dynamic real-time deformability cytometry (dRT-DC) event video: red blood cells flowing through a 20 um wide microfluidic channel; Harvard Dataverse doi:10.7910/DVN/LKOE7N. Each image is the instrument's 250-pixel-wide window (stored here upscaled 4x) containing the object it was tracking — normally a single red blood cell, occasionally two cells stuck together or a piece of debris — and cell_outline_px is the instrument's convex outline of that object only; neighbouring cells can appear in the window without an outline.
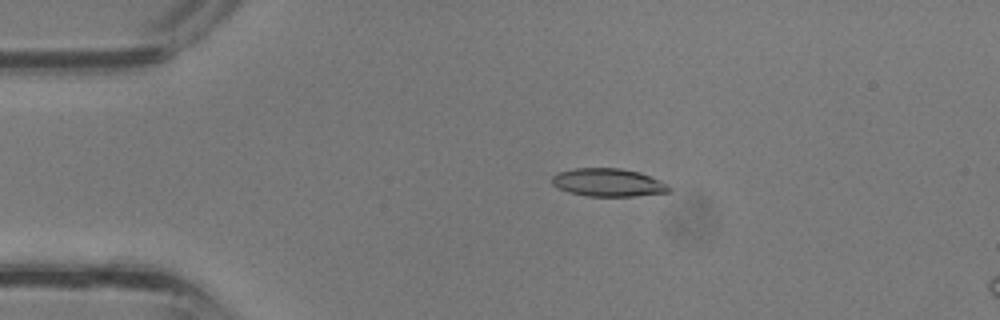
{"species": "common noctule bat (a hibernating species)", "species_latin": "Nyctalus noctula", "temperature_condition": "room temperature", "stored_images_in_passage": 7, "camera_frame_rate_fps": 3000, "um_per_image_px": 0.085, "animal": {"sex": "male", "body_mass_g": 13.3}, "frame": {"image": 1, "passage_image": 3, "time_ms": 0.667, "image_size_px": [1000, 320], "cell_outline_px": [[672, 192], [636, 196], [588, 196], [568, 192], [552, 184], [552, 176], [556, 172], [576, 168], [620, 168], [640, 172], [660, 180], [668, 184], [672, 188]], "centroid_in_image_um": [51.73, 15.51], "position_along_channel_um": 33.3, "area_um2": 19.31}}